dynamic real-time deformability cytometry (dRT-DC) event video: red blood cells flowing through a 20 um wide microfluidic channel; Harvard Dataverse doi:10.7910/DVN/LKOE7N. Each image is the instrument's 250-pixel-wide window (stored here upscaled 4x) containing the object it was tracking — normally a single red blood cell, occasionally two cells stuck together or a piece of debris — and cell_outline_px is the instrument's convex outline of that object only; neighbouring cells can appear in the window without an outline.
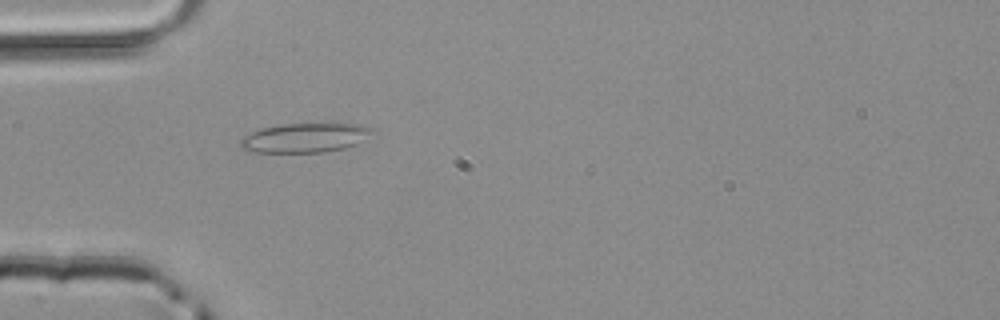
{"species": "common noctule bat (a hibernating species)", "species_latin": "Nyctalus noctula", "temperature_condition": "room temperature", "stored_images_in_passage": 35, "camera_frame_rate_fps": 3000, "um_per_image_px": 0.085, "animal": {"sex": "male", "body_mass_g": 20.4}, "frame": {"image": 1, "passage_image": 1, "time_ms": 0.0, "image_size_px": [1000, 320], "cell_outline_px": [[376, 128], [356, 144], [344, 148], [324, 152], [256, 152], [240, 148], [240, 140], [244, 136], [260, 128], [280, 124], [360, 124]], "centroid_in_image_um": [25.89, 11.71], "position_along_channel_um": 59.1, "area_um2": 22.31}}
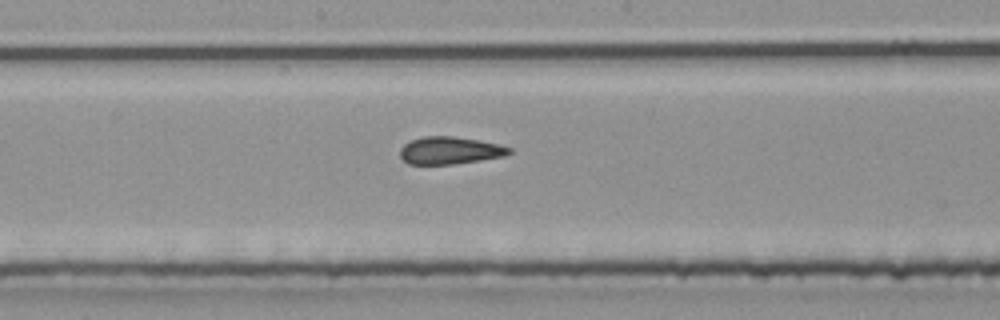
{"frame": {"image": 2, "passage_image": 12, "time_ms": 3.667, "image_size_px": [1000, 320], "cell_outline_px": [[512, 152], [504, 156], [480, 160], [452, 164], [408, 164], [400, 156], [400, 148], [404, 144], [412, 140], [424, 136], [456, 136], [480, 140], [500, 144], [512, 148]], "centroid_in_image_um": [38.26, 12.78], "position_along_channel_um": 209.9, "area_um2": 17.51}}
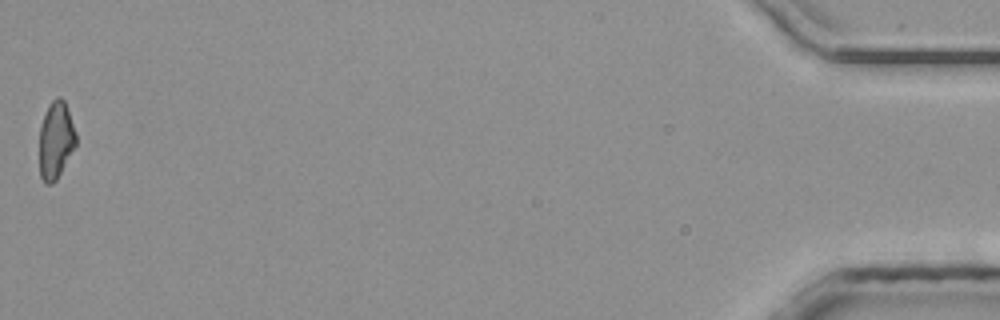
{"frame": {"image": 3, "passage_image": 35, "time_ms": 11.333, "image_size_px": [1000, 320], "cell_outline_px": [[76, 148], [56, 180], [52, 184], [44, 184], [40, 176], [40, 124], [44, 112], [52, 100], [56, 96], [60, 96], [64, 100], [76, 136]], "centroid_in_image_um": [4.73, 11.94], "position_along_channel_um": 430.5, "area_um2": 16.59}}